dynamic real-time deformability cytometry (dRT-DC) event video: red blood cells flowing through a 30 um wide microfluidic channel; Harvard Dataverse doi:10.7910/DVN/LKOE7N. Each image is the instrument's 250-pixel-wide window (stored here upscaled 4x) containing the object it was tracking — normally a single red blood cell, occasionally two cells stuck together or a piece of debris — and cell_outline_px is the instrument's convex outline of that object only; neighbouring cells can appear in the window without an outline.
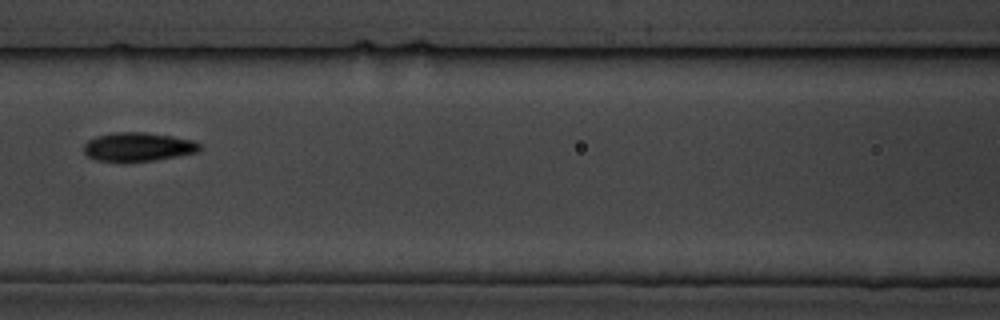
{"species": "common noctule bat (a hibernating species)", "species_latin": "Nyctalus noctula", "temperature_condition": "cold", "stored_images_in_passage": 11, "camera_frame_rate_fps": 3000, "um_per_image_px": 0.085, "animal": {"sex": "male", "body_mass_g": 19.5, "forearm_length_mm": 54.6}, "frame": {"image": 1, "passage_image": 4, "time_ms": 3.667, "image_size_px": [1000, 320], "cell_outline_px": [[204, 144], [196, 152], [176, 156], [152, 160], [96, 160], [88, 156], [84, 152], [84, 144], [88, 140], [96, 136], [112, 132], [144, 132], [172, 136], [192, 140]], "centroid_in_image_um": [11.74, 12.45], "position_along_channel_um": 154.9, "area_um2": 19.07}}
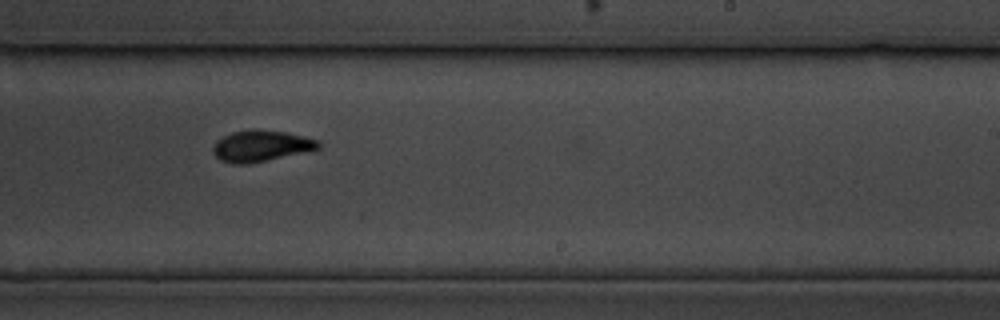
{"frame": {"image": 2, "passage_image": 7, "time_ms": 7.0, "image_size_px": [1000, 320], "cell_outline_px": [[320, 148], [248, 164], [232, 164], [220, 160], [212, 152], [212, 148], [216, 140], [232, 132], [252, 128], [256, 128], [284, 132], [304, 136], [316, 140], [320, 144]], "centroid_in_image_um": [22.12, 12.39], "position_along_channel_um": 266.9, "area_um2": 19.07}}
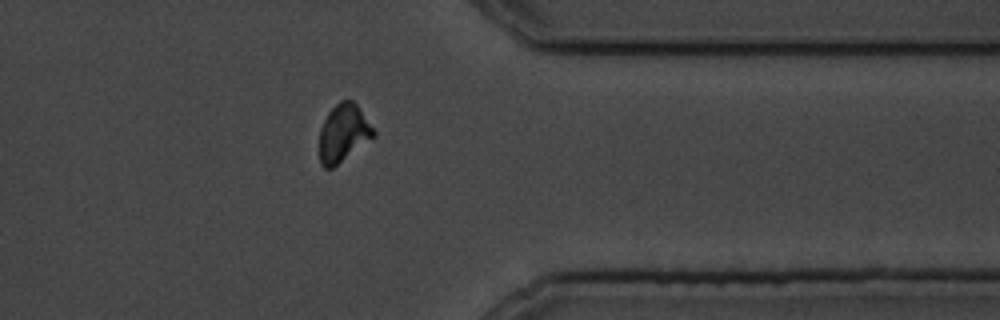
{"frame": {"image": 3, "passage_image": 10, "time_ms": 10.667, "image_size_px": [1000, 320], "cell_outline_px": [[376, 136], [332, 168], [324, 168], [320, 164], [320, 128], [328, 112], [340, 100], [352, 100], [356, 104], [376, 132]], "centroid_in_image_um": [29.19, 11.32], "position_along_channel_um": 382.2, "area_um2": 18.03}}